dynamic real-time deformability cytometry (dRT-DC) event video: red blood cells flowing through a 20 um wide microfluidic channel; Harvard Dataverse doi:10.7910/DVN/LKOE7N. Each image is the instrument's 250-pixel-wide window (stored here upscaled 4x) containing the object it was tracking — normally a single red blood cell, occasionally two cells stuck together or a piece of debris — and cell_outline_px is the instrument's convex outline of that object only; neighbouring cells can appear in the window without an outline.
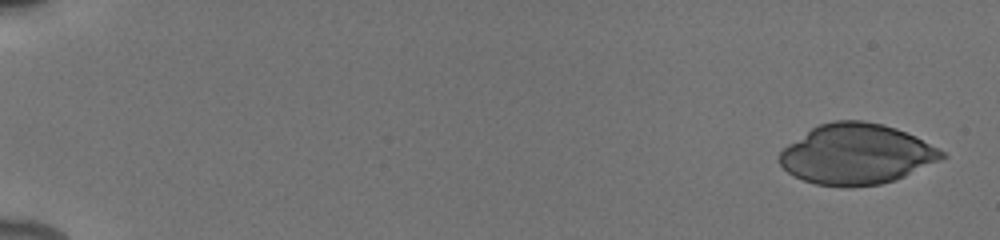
{"species": "human", "species_latin": "Homo sapiens", "temperature_condition": "cold", "stored_images_in_passage": 26, "camera_frame_rate_fps": 3000, "um_per_image_px": 0.085, "donor": {"sex": "male"}, "frame": {"image": 1, "passage_image": 1, "time_ms": 0.0, "image_size_px": [1000, 240], "cell_outline_px": [[948, 156], [940, 160], [896, 180], [880, 184], [816, 184], [804, 180], [788, 172], [780, 164], [780, 152], [788, 144], [812, 128], [820, 124], [832, 120], [864, 120], [884, 124], [896, 128], [916, 136], [944, 152]], "centroid_in_image_um": [72.82, 13.06], "position_along_channel_um": 12.2, "area_um2": 56.18}}